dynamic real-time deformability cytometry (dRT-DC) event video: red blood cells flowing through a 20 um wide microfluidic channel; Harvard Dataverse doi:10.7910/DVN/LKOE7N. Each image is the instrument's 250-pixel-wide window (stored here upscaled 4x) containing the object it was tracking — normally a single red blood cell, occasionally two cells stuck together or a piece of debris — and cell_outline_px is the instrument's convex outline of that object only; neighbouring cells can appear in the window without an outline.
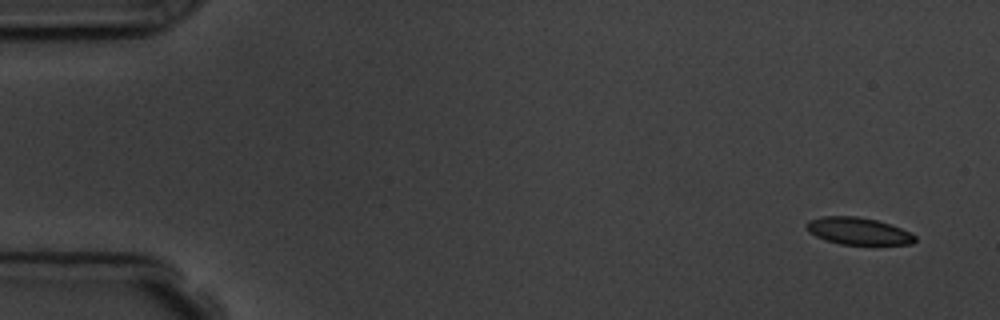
{"species": "common noctule bat (a hibernating species)", "species_latin": "Nyctalus noctula", "temperature_condition": "room temperature", "stored_images_in_passage": 4, "camera_frame_rate_fps": 3000, "um_per_image_px": 0.085, "animal": {"sex": "male", "body_mass_g": 19.5, "forearm_length_mm": 54.6}, "frame": {"image": 1, "passage_image": 1, "time_ms": 0.0, "image_size_px": [1000, 320], "cell_outline_px": [[916, 240], [912, 244], [840, 244], [824, 240], [808, 232], [804, 224], [808, 220], [824, 216], [856, 216], [876, 220], [900, 228], [916, 236]], "centroid_in_image_um": [72.88, 19.64], "position_along_channel_um": 12.1, "area_um2": 17.05}}